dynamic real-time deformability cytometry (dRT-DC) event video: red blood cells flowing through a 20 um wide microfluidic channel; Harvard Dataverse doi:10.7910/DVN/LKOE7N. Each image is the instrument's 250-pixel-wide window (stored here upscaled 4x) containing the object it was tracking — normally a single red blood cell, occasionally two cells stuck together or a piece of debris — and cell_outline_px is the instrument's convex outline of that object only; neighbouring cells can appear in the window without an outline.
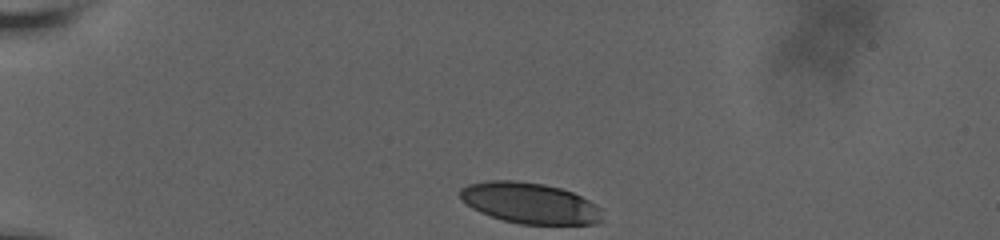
{"species": "human", "species_latin": "Homo sapiens", "temperature_condition": "room temperature", "stored_images_in_passage": 36, "camera_frame_rate_fps": 3000, "um_per_image_px": 0.085, "donor": {"sex": "male"}, "frame": {"image": 1, "passage_image": 1, "time_ms": 0.0, "image_size_px": [1000, 240], "cell_outline_px": [[604, 220], [596, 224], [520, 224], [504, 220], [480, 212], [472, 208], [460, 196], [460, 188], [468, 184], [488, 180], [516, 180], [544, 184], [560, 188], [572, 192], [596, 204], [600, 208]], "centroid_in_image_um": [45.06, 17.26], "position_along_channel_um": 39.9, "area_um2": 33.87}}
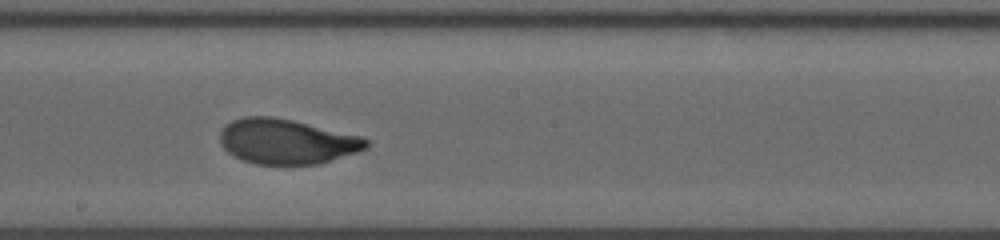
{"frame": {"image": 2, "passage_image": 21, "time_ms": 6.667, "image_size_px": [1000, 240], "cell_outline_px": [[368, 148], [320, 164], [256, 164], [232, 156], [220, 144], [220, 132], [224, 124], [232, 120], [244, 116], [272, 116], [292, 120], [364, 136], [368, 140]], "centroid_in_image_um": [24.36, 12.02], "position_along_channel_um": 223.8, "area_um2": 38.61}}
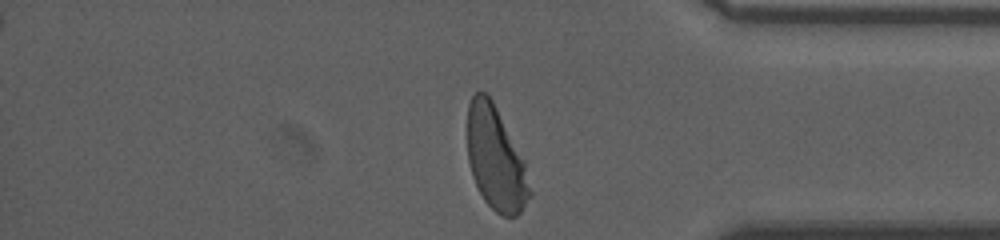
{"frame": {"image": 3, "passage_image": 36, "time_ms": 11.667, "image_size_px": [1000, 240], "cell_outline_px": [[532, 196], [520, 212], [516, 216], [504, 216], [496, 212], [484, 200], [472, 176], [468, 160], [468, 104], [472, 96], [476, 92], [488, 92], [524, 160], [532, 192]], "centroid_in_image_um": [42.14, 13.49], "position_along_channel_um": 393.1, "area_um2": 37.45}, "authors_computed_cell_mechanics": {"area_um2": 37.9168, "velocity_mm_per_s": 3.6451, "shape_relaxation_time_tau1_ms": 3.4314, "shape_relaxation_time_tau2_ms": null, "deformation_change_tau1": 0.1702, "deformation_change_tau2": null}}